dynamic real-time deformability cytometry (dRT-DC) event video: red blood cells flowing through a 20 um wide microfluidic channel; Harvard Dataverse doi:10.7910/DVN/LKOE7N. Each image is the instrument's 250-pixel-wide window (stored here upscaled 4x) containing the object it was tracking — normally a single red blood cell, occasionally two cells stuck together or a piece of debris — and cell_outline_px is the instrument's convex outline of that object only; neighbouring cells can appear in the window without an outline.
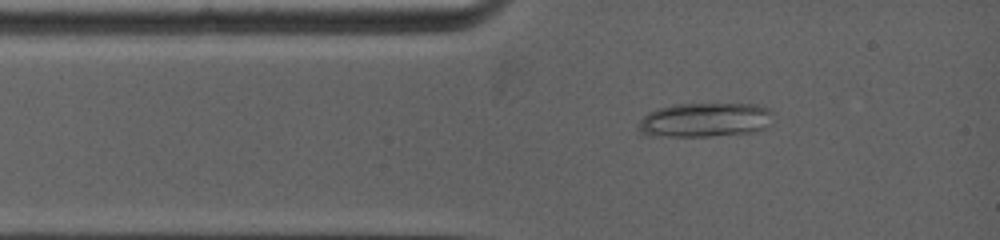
{"species": "common noctule bat (a hibernating species)", "species_latin": "Nyctalus noctula", "temperature_condition": "warm", "stored_images_in_passage": 15, "camera_frame_rate_fps": 5000, "um_per_image_px": 0.085, "animal": {"sex": "female", "body_mass_g": 19.0, "forearm_length_mm": 53.3}, "frame": {"image": 1, "passage_image": 6, "time_ms": 2.2, "image_size_px": [1000, 240], "cell_outline_px": [[772, 124], [768, 128], [756, 132], [708, 136], [644, 136], [636, 128], [636, 124], [648, 112], [656, 108], [672, 104], [756, 104], [768, 108], [772, 112]], "centroid_in_image_um": [59.91, 10.2], "position_along_channel_um": 25.1, "area_um2": 27.57}}
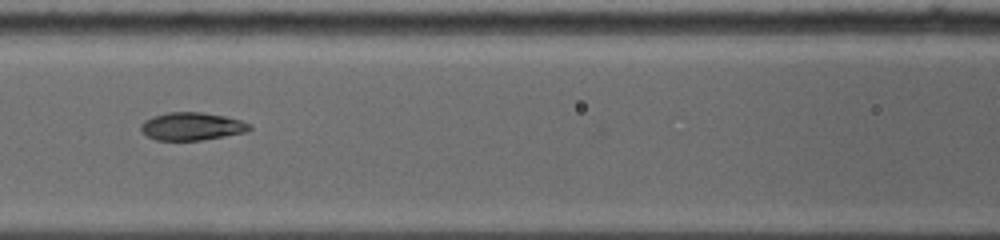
{"frame": {"image": 2, "passage_image": 9, "time_ms": 5.6, "image_size_px": [1000, 240], "cell_outline_px": [[252, 128], [248, 132], [200, 140], [156, 140], [140, 132], [140, 124], [144, 120], [152, 116], [168, 112], [200, 112], [224, 116], [240, 120], [252, 124]], "centroid_in_image_um": [16.29, 10.74], "position_along_channel_um": 150.3, "area_um2": 17.74}}
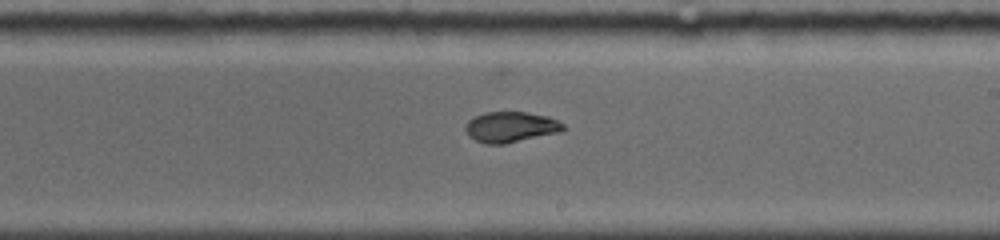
{"frame": {"image": 3, "passage_image": 14, "time_ms": 8.0, "image_size_px": [1000, 240], "cell_outline_px": [[568, 128], [560, 132], [504, 144], [484, 144], [468, 136], [464, 128], [468, 120], [484, 112], [528, 112], [548, 116], [564, 124]], "centroid_in_image_um": [43.41, 10.79], "position_along_channel_um": 245.6, "area_um2": 17.57}}